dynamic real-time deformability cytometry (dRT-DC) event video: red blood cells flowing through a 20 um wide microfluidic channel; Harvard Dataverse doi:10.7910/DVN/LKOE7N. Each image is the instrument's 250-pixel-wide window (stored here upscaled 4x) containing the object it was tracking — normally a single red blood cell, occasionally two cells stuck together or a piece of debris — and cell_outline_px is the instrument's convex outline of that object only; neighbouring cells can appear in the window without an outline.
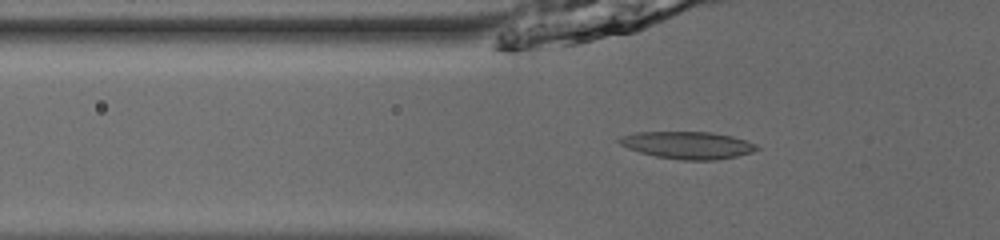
{"species": "common noctule bat (a hibernating species)", "species_latin": "Nyctalus noctula", "temperature_condition": "room temperature", "stored_images_in_passage": 50, "camera_frame_rate_fps": 3000, "um_per_image_px": 0.085, "animal": {"sex": "male", "body_mass_g": 13.0, "forearm_length_mm": 53.1}, "frame": {"image": 1, "passage_image": 17, "time_ms": 5.333, "image_size_px": [1000, 240], "cell_outline_px": [[760, 148], [752, 152], [736, 156], [716, 160], [684, 160], [656, 156], [640, 152], [628, 148], [620, 144], [616, 140], [620, 136], [636, 132], [712, 132], [732, 136], [756, 144]], "centroid_in_image_um": [58.44, 12.33], "position_along_channel_um": 67.4, "area_um2": 21.79}}
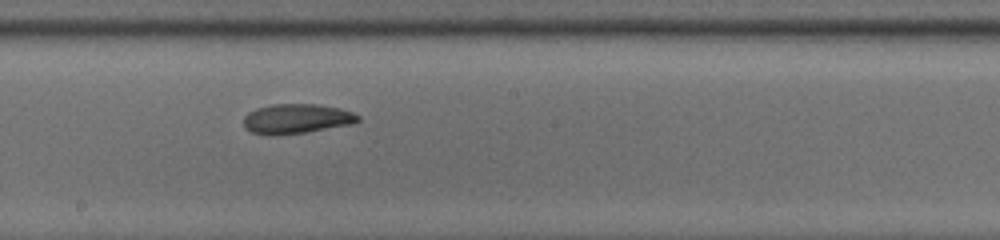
{"frame": {"image": 2, "passage_image": 29, "time_ms": 9.333, "image_size_px": [1000, 240], "cell_outline_px": [[360, 120], [352, 124], [304, 132], [276, 136], [268, 136], [252, 132], [244, 128], [244, 116], [248, 112], [256, 108], [272, 104], [316, 104], [340, 108], [352, 112], [360, 116]], "centroid_in_image_um": [25.17, 10.1], "position_along_channel_um": 223.0, "area_um2": 19.94}}
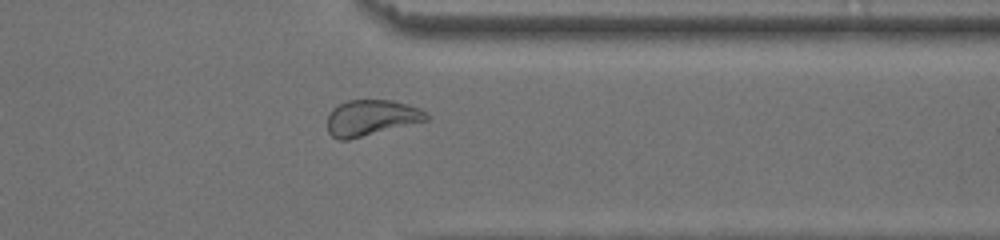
{"frame": {"image": 3, "passage_image": 41, "time_ms": 13.333, "image_size_px": [1000, 240], "cell_outline_px": [[428, 120], [348, 140], [336, 140], [328, 132], [328, 116], [332, 108], [348, 100], [392, 100], [408, 104], [420, 108], [428, 112]], "centroid_in_image_um": [31.56, 10.01], "position_along_channel_um": 379.8, "area_um2": 20.75}, "authors_computed_cell_mechanics": {"area_um2": 20.7502, "velocity_mm_per_s": 3.9432, "shape_relaxation_time_tau1_ms": 4.1725, "shape_relaxation_time_tau2_ms": 3.3238, "deformation_change_tau1": 0.114, "deformation_change_tau2": 0.0859}}